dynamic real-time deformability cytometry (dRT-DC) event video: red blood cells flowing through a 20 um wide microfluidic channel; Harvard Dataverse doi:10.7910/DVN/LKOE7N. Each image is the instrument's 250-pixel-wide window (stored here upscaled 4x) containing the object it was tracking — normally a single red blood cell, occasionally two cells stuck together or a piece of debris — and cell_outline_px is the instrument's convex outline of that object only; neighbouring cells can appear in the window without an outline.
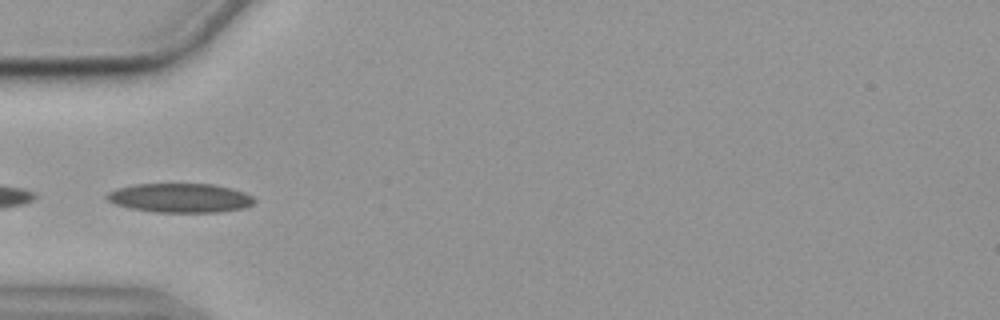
{"species": "common noctule bat (a hibernating species)", "species_latin": "Nyctalus noctula", "temperature_condition": "cold", "stored_images_in_passage": 17, "camera_frame_rate_fps": 3000, "um_per_image_px": 0.085, "animal": {"sex": "female", "body_mass_g": 19.9}, "frame": {"image": 1, "passage_image": 1, "time_ms": 0.0, "image_size_px": [1000, 320], "cell_outline_px": [[256, 200], [252, 204], [244, 208], [220, 212], [156, 212], [128, 208], [116, 204], [108, 200], [104, 196], [108, 192], [116, 188], [136, 184], [212, 184], [232, 188], [244, 192], [252, 196]], "centroid_in_image_um": [15.3, 16.82], "position_along_channel_um": 69.7, "area_um2": 25.14}}